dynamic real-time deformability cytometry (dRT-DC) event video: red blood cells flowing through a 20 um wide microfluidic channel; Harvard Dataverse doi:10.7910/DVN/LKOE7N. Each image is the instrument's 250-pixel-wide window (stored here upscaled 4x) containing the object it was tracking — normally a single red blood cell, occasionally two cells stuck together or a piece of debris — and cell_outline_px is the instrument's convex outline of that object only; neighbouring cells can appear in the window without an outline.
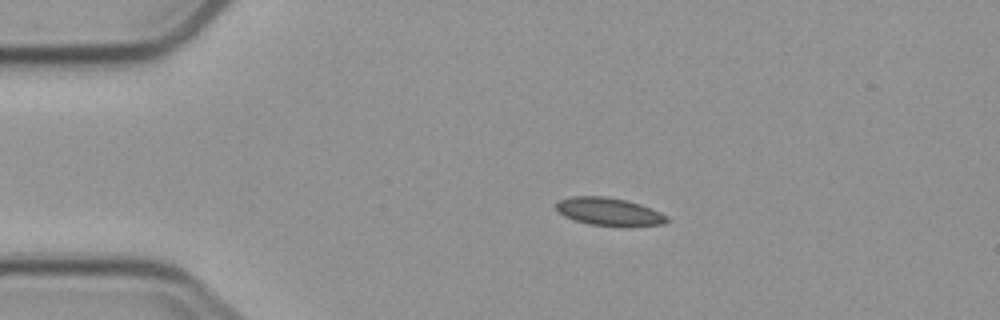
{"species": "common noctule bat (a hibernating species)", "species_latin": "Nyctalus noctula", "temperature_condition": "cold", "stored_images_in_passage": 3, "camera_frame_rate_fps": 3000, "um_per_image_px": 0.085, "animal": {"sex": "male", "body_mass_g": 23.1, "forearm_length_mm": 52.7}, "frame": {"image": 1, "passage_image": 2, "time_ms": 2.0, "image_size_px": [1000, 320], "cell_outline_px": [[668, 220], [664, 224], [628, 228], [624, 228], [588, 224], [564, 216], [556, 208], [556, 200], [572, 196], [604, 196], [624, 200], [640, 204], [660, 212], [668, 216]], "centroid_in_image_um": [51.79, 18.02], "position_along_channel_um": 33.2, "area_um2": 18.38}}